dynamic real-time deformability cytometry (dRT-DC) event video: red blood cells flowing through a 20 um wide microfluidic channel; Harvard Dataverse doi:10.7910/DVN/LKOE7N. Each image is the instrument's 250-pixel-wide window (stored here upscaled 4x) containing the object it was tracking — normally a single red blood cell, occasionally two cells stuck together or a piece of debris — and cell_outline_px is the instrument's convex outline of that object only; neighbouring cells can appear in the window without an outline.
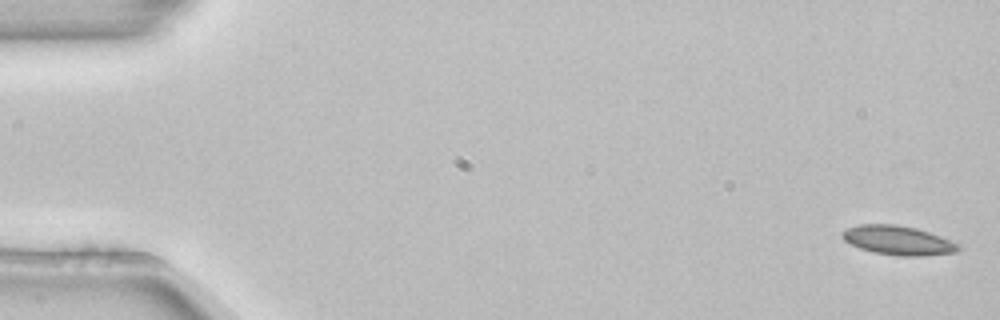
{"species": "common noctule bat (a hibernating species)", "species_latin": "Nyctalus noctula", "temperature_condition": "room temperature", "stored_images_in_passage": 4, "camera_frame_rate_fps": 3000, "um_per_image_px": 0.085, "animal": {"sex": "female", "body_mass_g": 22.7, "forearm_length_mm": 54.2}, "frame": {"image": 1, "passage_image": 1, "time_ms": 0.0, "image_size_px": [1000, 320], "cell_outline_px": [[964, 248], [956, 252], [924, 256], [900, 256], [872, 252], [860, 248], [844, 240], [840, 236], [840, 232], [848, 228], [860, 224], [892, 224], [916, 228], [940, 236]], "centroid_in_image_um": [76.31, 20.43], "position_along_channel_um": 8.7, "area_um2": 19.65}}
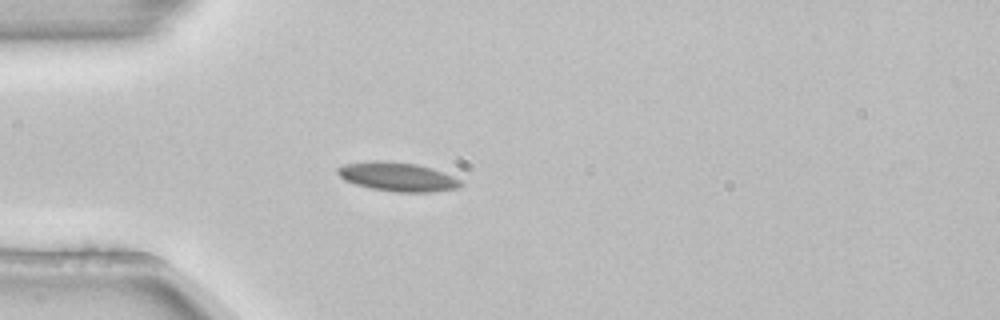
{"frame": {"image": 2, "passage_image": 4, "time_ms": 1.0, "image_size_px": [1000, 320], "cell_outline_px": [[464, 184], [456, 188], [432, 192], [396, 192], [372, 188], [356, 184], [344, 180], [336, 172], [336, 168], [344, 164], [368, 160], [384, 160], [416, 164], [444, 172], [460, 180]], "centroid_in_image_um": [33.76, 15.01], "position_along_channel_um": 51.2, "area_um2": 20.81}}